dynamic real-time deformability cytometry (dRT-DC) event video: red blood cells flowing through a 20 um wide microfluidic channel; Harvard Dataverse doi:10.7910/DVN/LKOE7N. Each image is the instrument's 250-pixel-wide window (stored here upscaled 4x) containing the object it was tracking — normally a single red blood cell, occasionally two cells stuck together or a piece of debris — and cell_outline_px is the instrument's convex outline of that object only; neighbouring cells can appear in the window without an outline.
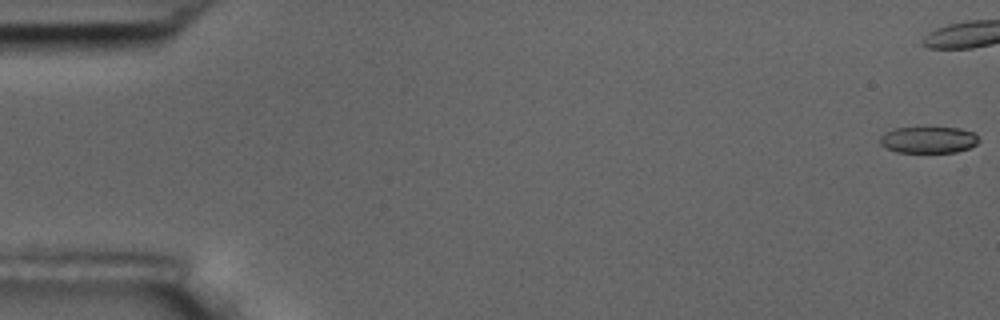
{"species": "common noctule bat (a hibernating species)", "species_latin": "Nyctalus noctula", "temperature_condition": "room temperature", "stored_images_in_passage": 9, "camera_frame_rate_fps": 3000, "um_per_image_px": 0.085, "animal": {"sex": "male", "body_mass_g": 17.5, "forearm_length_mm": 52.3}, "frame": {"image": 1, "passage_image": 1, "time_ms": 0.0, "image_size_px": [1000, 320], "cell_outline_px": [[980, 140], [976, 144], [968, 148], [956, 152], [896, 152], [880, 144], [880, 136], [884, 132], [896, 128], [924, 124], [960, 128], [972, 132]], "centroid_in_image_um": [78.89, 11.82], "position_along_channel_um": 6.1, "area_um2": 16.01}}